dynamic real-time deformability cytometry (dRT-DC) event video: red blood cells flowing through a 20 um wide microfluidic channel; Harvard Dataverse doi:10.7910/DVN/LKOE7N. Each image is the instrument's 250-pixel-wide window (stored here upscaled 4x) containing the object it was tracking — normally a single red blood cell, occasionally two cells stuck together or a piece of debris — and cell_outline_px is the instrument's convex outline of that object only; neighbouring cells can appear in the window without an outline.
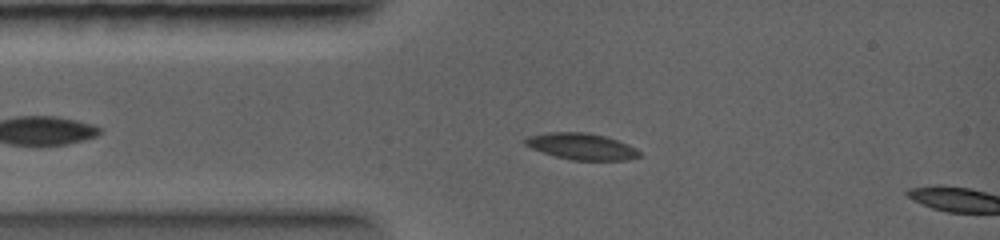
{"species": "common noctule bat (a hibernating species)", "species_latin": "Nyctalus noctula", "temperature_condition": "warm", "stored_images_in_passage": 13, "camera_frame_rate_fps": 5000, "um_per_image_px": 0.085, "animal": {"sex": "female", "body_mass_g": 19.0, "forearm_length_mm": 56.7}, "frame": {"image": 1, "passage_image": 10, "time_ms": 1.8, "image_size_px": [1000, 240], "cell_outline_px": [[640, 156], [628, 160], [572, 160], [556, 156], [532, 148], [524, 144], [524, 140], [528, 136], [548, 132], [588, 132], [604, 136], [628, 144], [636, 148], [640, 152]], "centroid_in_image_um": [49.44, 12.44], "position_along_channel_um": 35.6, "area_um2": 17.46}}